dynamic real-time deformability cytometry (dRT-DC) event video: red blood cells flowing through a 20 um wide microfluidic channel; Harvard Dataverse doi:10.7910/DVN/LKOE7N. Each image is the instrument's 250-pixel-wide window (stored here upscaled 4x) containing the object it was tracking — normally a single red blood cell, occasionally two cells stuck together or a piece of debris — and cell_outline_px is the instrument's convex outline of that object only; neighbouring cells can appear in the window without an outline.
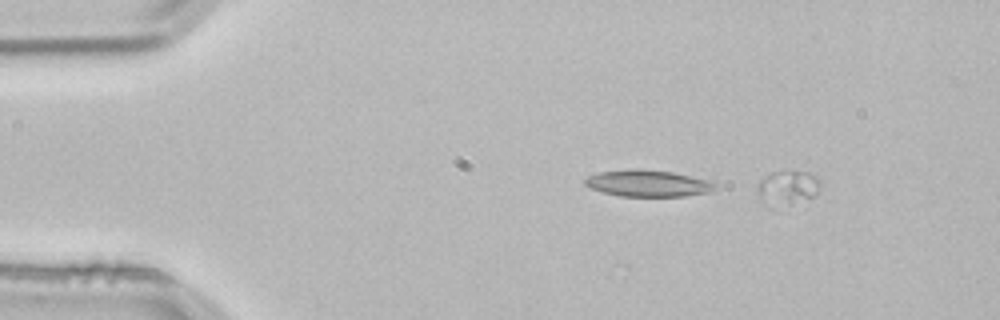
{"species": "common noctule bat (a hibernating species)", "species_latin": "Nyctalus noctula", "temperature_condition": "room temperature", "stored_images_in_passage": 4, "camera_frame_rate_fps": 3000, "um_per_image_px": 0.085, "animal": {"sex": "male", "body_mass_g": 21.5, "forearm_length_mm": 52.0}, "frame": {"image": 1, "passage_image": 2, "time_ms": 0.333, "image_size_px": [1000, 320], "cell_outline_px": [[820, 188], [812, 196], [788, 204], [768, 208], [760, 200], [756, 192], [756, 184], [764, 176], [772, 172], [784, 168], [808, 172], [820, 184]], "centroid_in_image_um": [66.81, 15.92], "position_along_channel_um": 18.2, "area_um2": 12.89}}
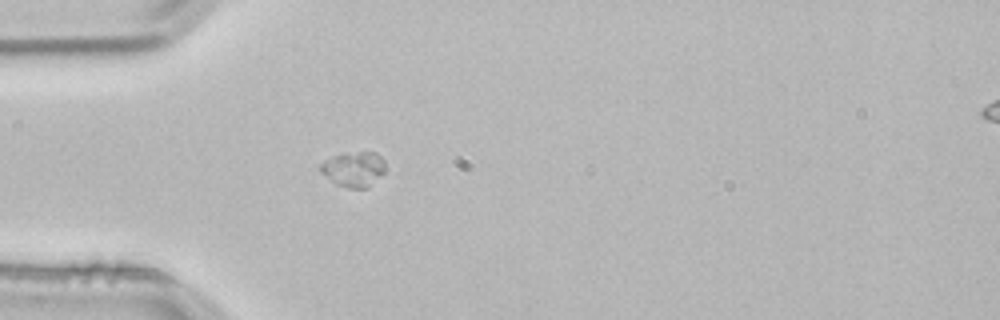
{"frame": {"image": 2, "passage_image": 4, "time_ms": 1.0, "image_size_px": [1000, 320], "cell_outline_px": [[384, 172], [368, 188], [348, 188], [336, 184], [320, 172], [320, 164], [324, 160], [332, 156], [344, 152], [376, 152], [384, 160]], "centroid_in_image_um": [30.05, 14.36], "position_along_channel_um": 55.0, "area_um2": 13.35}}